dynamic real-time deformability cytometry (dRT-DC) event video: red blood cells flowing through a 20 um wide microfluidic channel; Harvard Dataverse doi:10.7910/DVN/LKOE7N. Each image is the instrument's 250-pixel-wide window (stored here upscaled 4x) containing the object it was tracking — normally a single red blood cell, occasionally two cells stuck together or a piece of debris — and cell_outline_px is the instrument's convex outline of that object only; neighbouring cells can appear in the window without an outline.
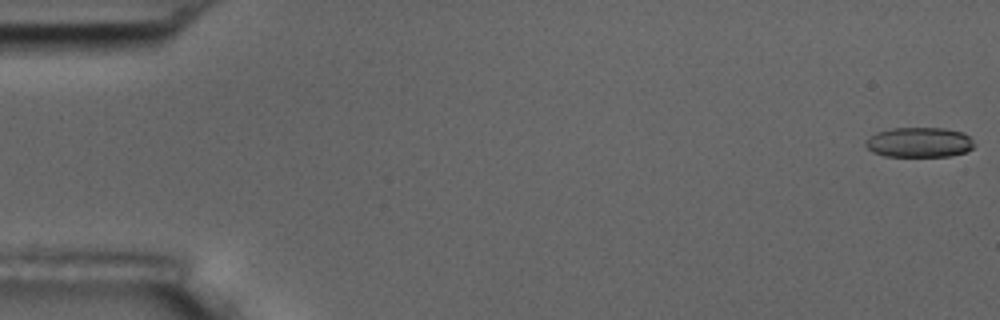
{"species": "common noctule bat (a hibernating species)", "species_latin": "Nyctalus noctula", "temperature_condition": "room temperature", "stored_images_in_passage": 16, "camera_frame_rate_fps": 3000, "um_per_image_px": 0.085, "animal": {"sex": "male", "body_mass_g": 17.5, "forearm_length_mm": 52.3}, "frame": {"image": 1, "passage_image": 1, "time_ms": 0.0, "image_size_px": [1000, 320], "cell_outline_px": [[976, 144], [972, 148], [964, 152], [948, 156], [884, 156], [872, 152], [864, 144], [864, 140], [876, 132], [892, 128], [944, 128], [964, 132]], "centroid_in_image_um": [78.11, 12.09], "position_along_channel_um": 6.9, "area_um2": 19.07}}
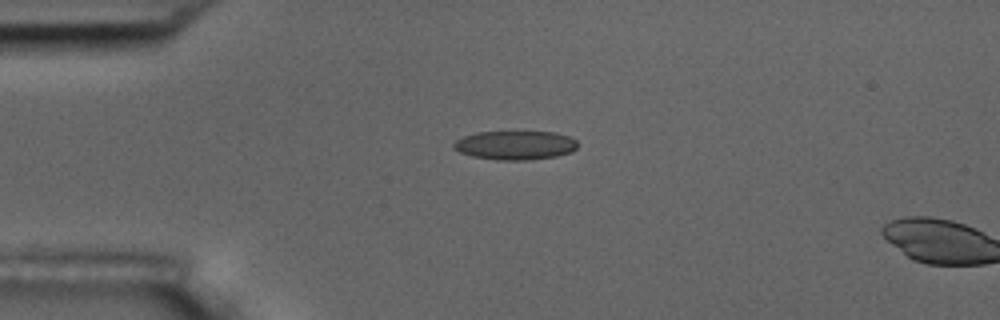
{"frame": {"image": 2, "passage_image": 14, "time_ms": 4.333, "image_size_px": [1000, 320], "cell_outline_px": [[576, 148], [572, 152], [556, 156], [528, 160], [500, 160], [472, 156], [460, 152], [452, 148], [452, 144], [456, 140], [464, 136], [476, 132], [556, 132], [568, 136], [576, 140]], "centroid_in_image_um": [43.78, 12.34], "position_along_channel_um": 41.2, "area_um2": 20.87}}